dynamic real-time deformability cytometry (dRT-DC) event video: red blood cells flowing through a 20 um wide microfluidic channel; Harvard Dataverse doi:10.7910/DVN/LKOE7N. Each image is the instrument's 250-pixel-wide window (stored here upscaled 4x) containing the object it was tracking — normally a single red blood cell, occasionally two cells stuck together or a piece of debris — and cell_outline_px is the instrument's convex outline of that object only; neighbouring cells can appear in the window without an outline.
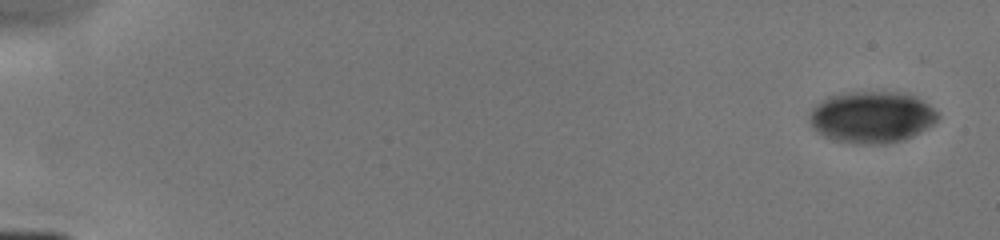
{"species": "human", "species_latin": "Homo sapiens", "temperature_condition": "cold", "stored_images_in_passage": 7, "camera_frame_rate_fps": 3000, "um_per_image_px": 0.085, "donor": {"sex": "male"}, "frame": {"image": 1, "passage_image": 1, "time_ms": 0.0, "image_size_px": [1000, 240], "cell_outline_px": [[940, 116], [932, 124], [912, 136], [904, 140], [888, 144], [852, 144], [836, 140], [824, 136], [816, 132], [812, 128], [808, 120], [808, 116], [812, 108], [824, 100], [832, 96], [856, 92], [892, 92], [916, 96], [928, 104]], "centroid_in_image_um": [74.08, 9.98], "position_along_channel_um": 10.9, "area_um2": 38.38}}
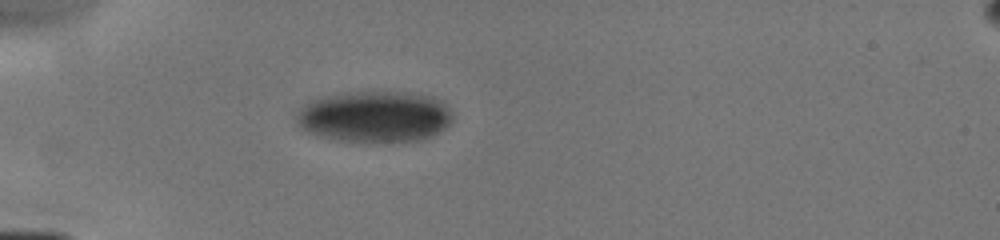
{"frame": {"image": 2, "passage_image": 6, "time_ms": 4.667, "image_size_px": [1000, 240], "cell_outline_px": [[452, 120], [440, 132], [432, 136], [420, 140], [372, 144], [368, 144], [336, 140], [320, 136], [308, 132], [300, 128], [296, 124], [296, 112], [304, 104], [312, 100], [344, 92], [400, 92], [432, 96], [440, 100], [452, 112]], "centroid_in_image_um": [31.82, 9.95], "position_along_channel_um": 53.2, "area_um2": 47.45}}